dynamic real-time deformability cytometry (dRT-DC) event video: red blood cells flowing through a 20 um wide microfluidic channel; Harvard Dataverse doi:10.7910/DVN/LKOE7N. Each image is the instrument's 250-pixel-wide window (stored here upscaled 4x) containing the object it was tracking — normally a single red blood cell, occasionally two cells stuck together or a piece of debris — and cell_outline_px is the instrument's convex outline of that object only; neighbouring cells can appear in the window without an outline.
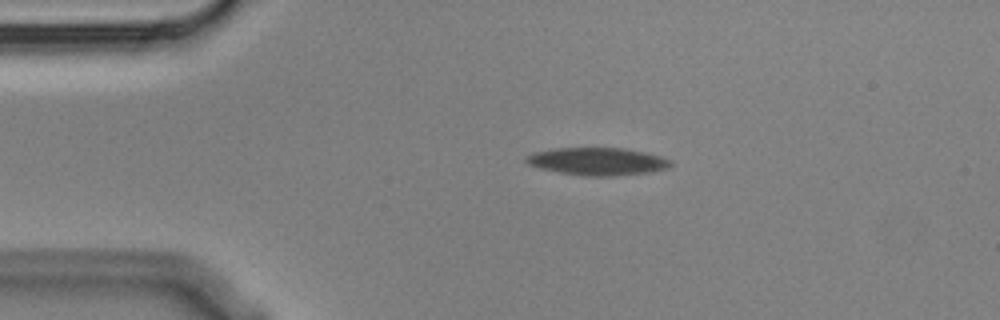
{"species": "Egyptian fruit bat (a non-hibernating species)", "species_latin": "Rousettus aegyptiacus", "temperature_condition": "cold", "stored_images_in_passage": 2, "camera_frame_rate_fps": 3000, "um_per_image_px": 0.085, "animal": {"sex": "male"}, "frame": {"image": 1, "passage_image": 1, "time_ms": 0.0, "image_size_px": [1000, 320], "cell_outline_px": [[672, 164], [668, 168], [652, 172], [612, 176], [584, 176], [560, 172], [540, 168], [528, 164], [524, 160], [524, 156], [532, 152], [556, 148], [624, 148], [644, 152], [660, 156], [672, 160]], "centroid_in_image_um": [50.78, 13.72], "position_along_channel_um": 34.2, "area_um2": 23.35}}